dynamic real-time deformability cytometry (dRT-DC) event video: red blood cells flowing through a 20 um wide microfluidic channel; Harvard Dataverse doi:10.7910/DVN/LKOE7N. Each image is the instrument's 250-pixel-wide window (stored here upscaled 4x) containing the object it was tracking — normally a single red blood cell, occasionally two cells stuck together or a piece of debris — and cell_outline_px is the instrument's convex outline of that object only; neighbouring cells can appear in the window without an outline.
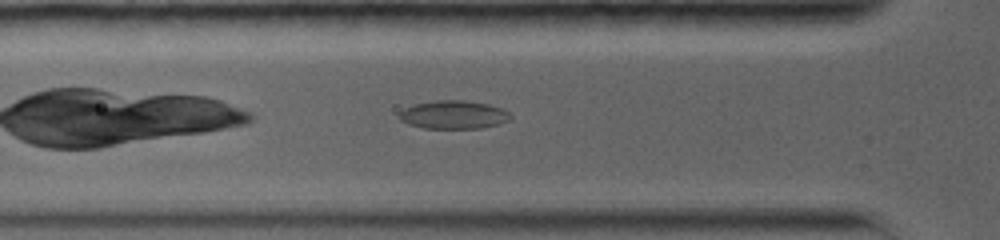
{"species": "common noctule bat (a hibernating species)", "species_latin": "Nyctalus noctula", "temperature_condition": "warm", "stored_images_in_passage": 48, "camera_frame_rate_fps": 5000, "um_per_image_px": 0.085, "animal": {"sex": "female", "body_mass_g": 19.0, "forearm_length_mm": 56.7}, "frame": {"image": 1, "passage_image": 5, "time_ms": 0.6, "image_size_px": [1000, 240], "cell_outline_px": [[512, 116], [508, 120], [496, 124], [480, 128], [424, 128], [408, 124], [400, 120], [400, 112], [404, 108], [412, 104], [436, 100], [464, 100], [488, 104], [500, 108], [508, 112]], "centroid_in_image_um": [38.51, 9.74], "position_along_channel_um": 87.3, "area_um2": 18.21}}
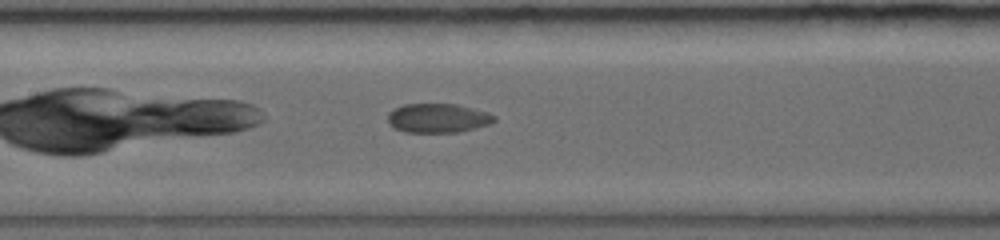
{"frame": {"image": 2, "passage_image": 22, "time_ms": 2.8, "image_size_px": [1000, 240], "cell_outline_px": [[496, 120], [492, 124], [460, 132], [404, 132], [392, 128], [388, 124], [388, 112], [392, 108], [404, 104], [456, 104], [488, 112], [496, 116]], "centroid_in_image_um": [37.21, 10.04], "position_along_channel_um": 170.2, "area_um2": 18.44}}
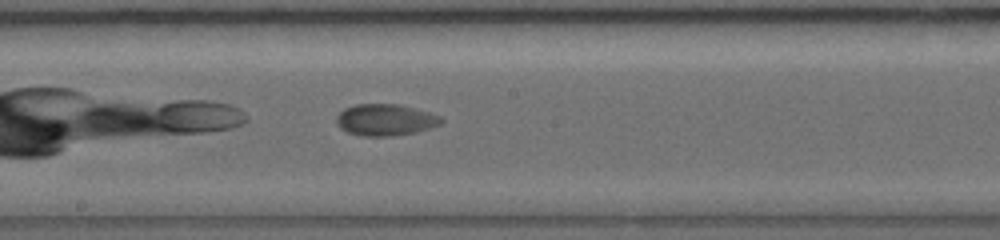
{"frame": {"image": 3, "passage_image": 31, "time_ms": 4.0, "image_size_px": [1000, 240], "cell_outline_px": [[444, 120], [440, 124], [416, 132], [392, 136], [360, 136], [348, 132], [340, 128], [336, 124], [336, 116], [344, 108], [356, 104], [400, 104], [428, 112], [440, 116]], "centroid_in_image_um": [32.72, 10.19], "position_along_channel_um": 215.5, "area_um2": 19.31}}